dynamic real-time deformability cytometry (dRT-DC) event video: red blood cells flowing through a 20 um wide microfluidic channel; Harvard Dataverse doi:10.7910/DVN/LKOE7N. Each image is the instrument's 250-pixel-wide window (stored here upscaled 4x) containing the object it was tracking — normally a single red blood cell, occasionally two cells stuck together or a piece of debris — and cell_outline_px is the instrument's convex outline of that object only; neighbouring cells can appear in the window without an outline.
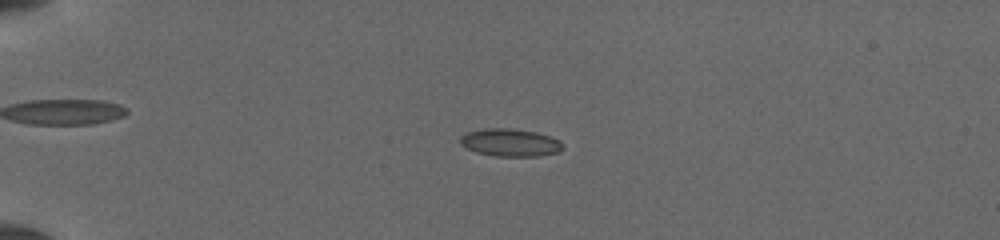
{"species": "common noctule bat (a hibernating species)", "species_latin": "Nyctalus noctula", "temperature_condition": "cold", "stored_images_in_passage": 52, "camera_frame_rate_fps": 3000, "um_per_image_px": 0.085, "animal": {"sex": "female", "body_mass_g": 19.5, "forearm_length_mm": 54.1}, "frame": {"image": 1, "passage_image": 14, "time_ms": 4.333, "image_size_px": [1000, 240], "cell_outline_px": [[564, 148], [560, 152], [540, 156], [496, 156], [476, 152], [460, 144], [460, 136], [468, 132], [484, 128], [512, 128], [536, 132], [552, 136], [560, 140], [564, 144]], "centroid_in_image_um": [43.43, 12.11], "position_along_channel_um": 41.6, "area_um2": 16.76}}
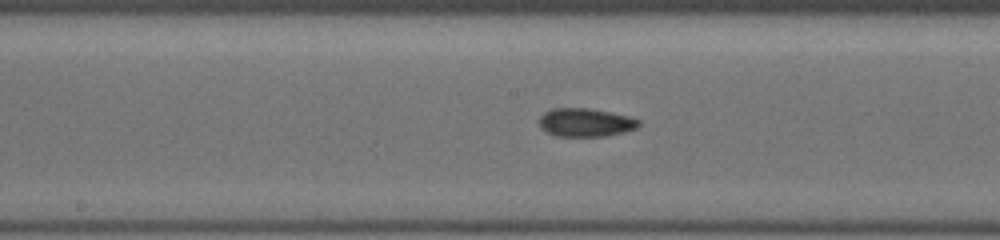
{"frame": {"image": 2, "passage_image": 29, "time_ms": 9.333, "image_size_px": [1000, 240], "cell_outline_px": [[640, 124], [636, 128], [624, 132], [608, 136], [556, 136], [548, 132], [540, 124], [540, 116], [544, 112], [552, 108], [588, 108], [632, 116], [640, 120]], "centroid_in_image_um": [49.82, 10.4], "position_along_channel_um": 198.4, "area_um2": 16.47}}
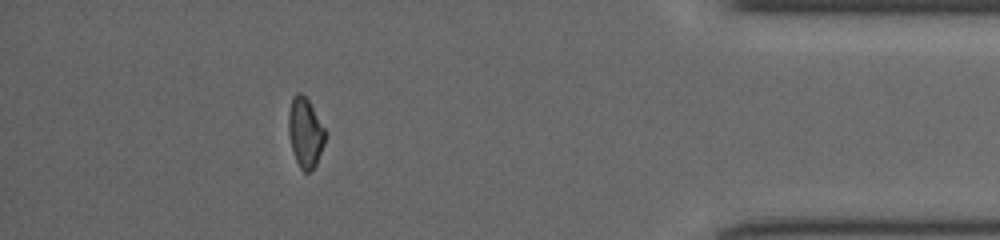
{"frame": {"image": 3, "passage_image": 47, "time_ms": 15.333, "image_size_px": [1000, 240], "cell_outline_px": [[328, 132], [324, 144], [316, 164], [308, 172], [304, 172], [300, 168], [292, 152], [288, 132], [288, 112], [292, 96], [296, 92], [300, 92], [308, 100]], "centroid_in_image_um": [25.95, 11.25], "position_along_channel_um": 409.3, "area_um2": 15.14}}